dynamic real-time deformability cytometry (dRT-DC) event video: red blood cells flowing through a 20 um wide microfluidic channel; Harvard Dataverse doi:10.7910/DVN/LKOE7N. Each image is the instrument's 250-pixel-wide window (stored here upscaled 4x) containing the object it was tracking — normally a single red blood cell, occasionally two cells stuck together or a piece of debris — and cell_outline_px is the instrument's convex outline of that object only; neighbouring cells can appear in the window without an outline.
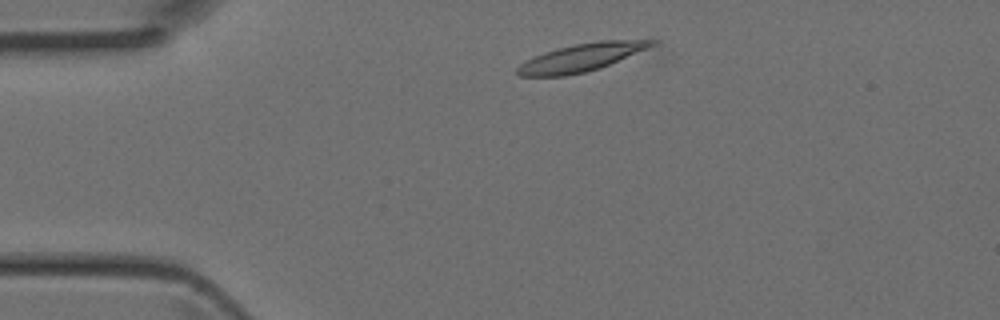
{"species": "Egyptian fruit bat (a non-hibernating species)", "species_latin": "Rousettus aegyptiacus", "temperature_condition": "room temperature", "stored_images_in_passage": 3, "camera_frame_rate_fps": 3000, "um_per_image_px": 0.085, "animal": {"sex": "female"}, "frame": {"image": 1, "passage_image": 1, "time_ms": 0.0, "image_size_px": [1000, 320], "cell_outline_px": [[660, 44], [600, 68], [584, 72], [564, 76], [520, 76], [516, 72], [516, 68], [520, 64], [536, 56], [560, 48], [576, 44], [600, 40], [660, 40]], "centroid_in_image_um": [49.52, 4.88], "position_along_channel_um": 35.5, "area_um2": 21.56}}